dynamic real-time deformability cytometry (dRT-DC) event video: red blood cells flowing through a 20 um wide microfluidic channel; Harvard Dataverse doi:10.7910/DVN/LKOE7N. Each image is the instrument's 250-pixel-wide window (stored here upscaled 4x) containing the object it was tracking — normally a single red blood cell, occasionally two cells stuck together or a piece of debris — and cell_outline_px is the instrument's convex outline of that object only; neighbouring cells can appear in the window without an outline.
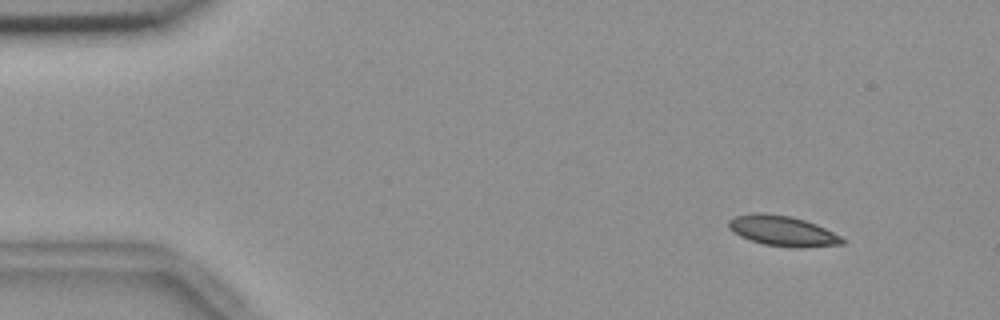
{"species": "common noctule bat (a hibernating species)", "species_latin": "Nyctalus noctula", "temperature_condition": "room temperature", "stored_images_in_passage": 51, "camera_frame_rate_fps": 3000, "um_per_image_px": 0.085, "animal": {"sex": "female", "body_mass_g": 18.4}, "frame": {"image": 1, "passage_image": 1, "time_ms": 0.0, "image_size_px": [1000, 320], "cell_outline_px": [[844, 244], [800, 248], [764, 244], [740, 236], [732, 232], [728, 228], [728, 220], [732, 216], [756, 212], [760, 212], [788, 216], [804, 220], [816, 224], [840, 236], [844, 240]], "centroid_in_image_um": [66.47, 19.62], "position_along_channel_um": 18.5, "area_um2": 19.94}}
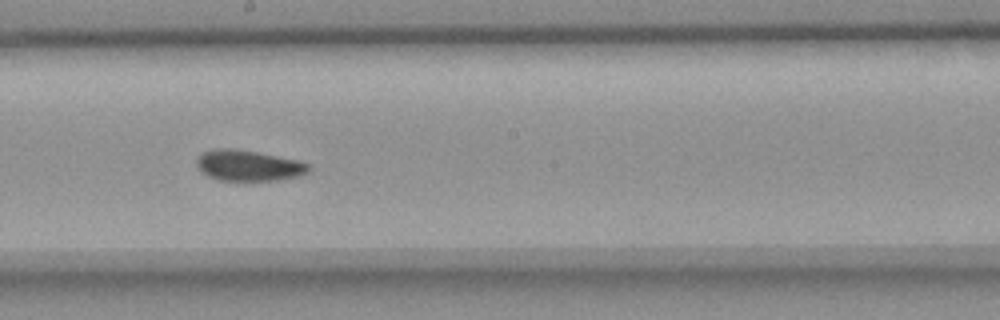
{"frame": {"image": 2, "passage_image": 26, "time_ms": 8.333, "image_size_px": [1000, 320], "cell_outline_px": [[308, 172], [296, 176], [276, 180], [216, 180], [208, 176], [196, 168], [196, 160], [204, 152], [216, 148], [236, 148], [300, 160], [308, 164]], "centroid_in_image_um": [21.08, 14.06], "position_along_channel_um": 227.1, "area_um2": 20.06}}
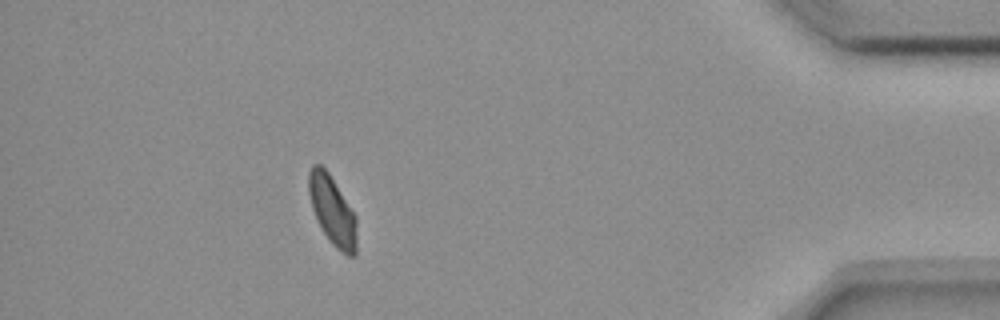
{"frame": {"image": 3, "passage_image": 45, "time_ms": 14.667, "image_size_px": [1000, 320], "cell_outline_px": [[356, 256], [348, 256], [340, 252], [332, 244], [316, 220], [312, 208], [308, 192], [308, 172], [312, 164], [320, 164], [328, 172], [356, 216]], "centroid_in_image_um": [28.24, 17.9], "position_along_channel_um": 407.0, "area_um2": 19.31}, "authors_computed_cell_mechanics": {"area_um2": 20.1144, "velocity_mm_per_s": 3.6511, "shape_relaxation_time_tau1_ms": 5.7787, "shape_relaxation_time_tau2_ms": null, "deformation_change_tau1": 0.1034, "deformation_change_tau2": null}}